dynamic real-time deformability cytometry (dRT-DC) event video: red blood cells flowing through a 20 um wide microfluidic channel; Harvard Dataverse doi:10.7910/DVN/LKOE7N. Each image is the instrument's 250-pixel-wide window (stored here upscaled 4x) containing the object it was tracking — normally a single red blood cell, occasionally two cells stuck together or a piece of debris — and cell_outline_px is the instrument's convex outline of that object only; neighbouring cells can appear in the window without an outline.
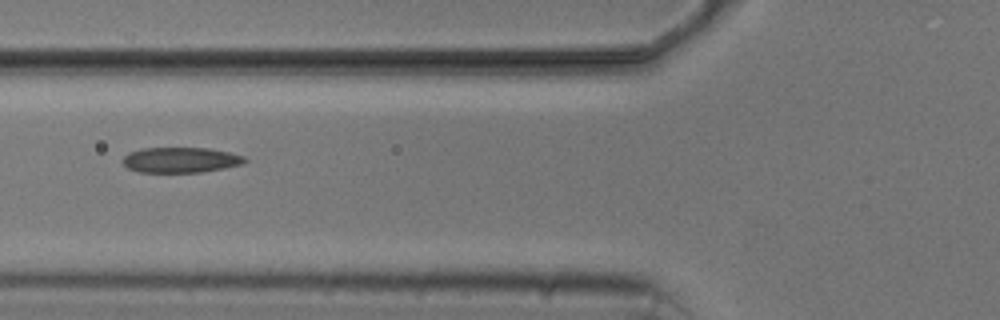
{"species": "common noctule bat (a hibernating species)", "species_latin": "Nyctalus noctula", "temperature_condition": "cold", "stored_images_in_passage": 9, "camera_frame_rate_fps": 3000, "um_per_image_px": 0.085, "animal": {"sex": "male", "body_mass_g": 20.5, "forearm_length_mm": 52.5}, "frame": {"image": 1, "passage_image": 6, "time_ms": 6.0, "image_size_px": [1000, 320], "cell_outline_px": [[248, 160], [244, 164], [224, 168], [200, 172], [140, 172], [128, 168], [120, 160], [128, 152], [140, 148], [212, 148], [244, 156]], "centroid_in_image_um": [15.35, 13.59], "position_along_channel_um": 110.5, "area_um2": 18.21}}
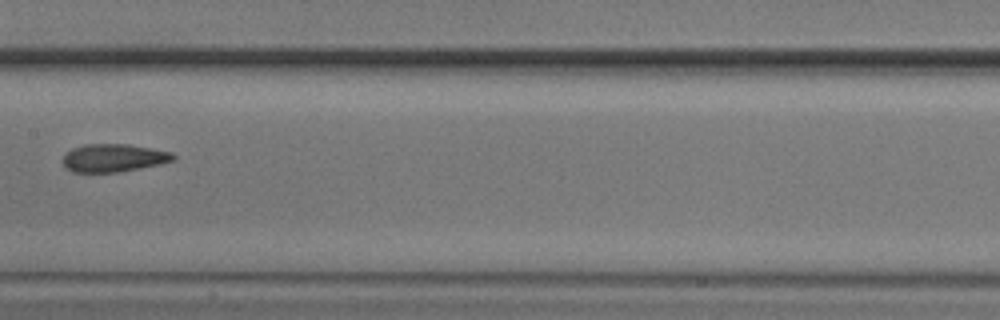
{"frame": {"image": 2, "passage_image": 8, "time_ms": 8.333, "image_size_px": [1000, 320], "cell_outline_px": [[176, 160], [160, 164], [120, 172], [72, 172], [64, 168], [64, 156], [72, 148], [84, 144], [128, 144], [152, 148], [172, 152], [176, 156]], "centroid_in_image_um": [9.68, 13.42], "position_along_channel_um": 197.7, "area_um2": 18.09}}
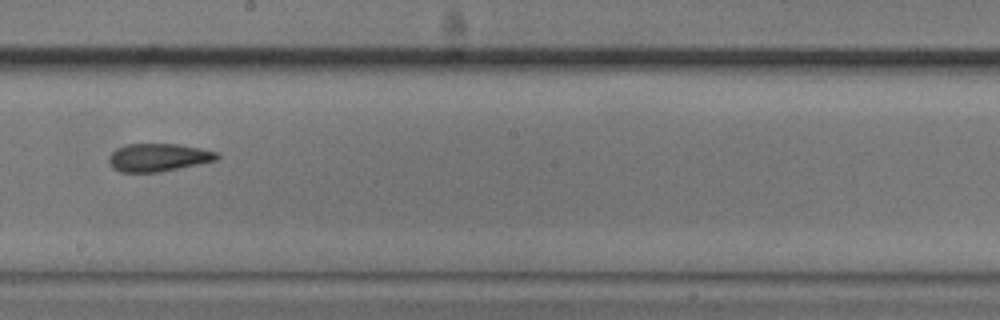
{"frame": {"image": 3, "passage_image": 9, "time_ms": 9.333, "image_size_px": [1000, 320], "cell_outline_px": [[220, 156], [216, 160], [200, 164], [156, 172], [120, 172], [112, 168], [108, 160], [108, 156], [116, 148], [128, 144], [180, 144], [220, 152]], "centroid_in_image_um": [13.46, 13.37], "position_along_channel_um": 234.7, "area_um2": 17.69}}